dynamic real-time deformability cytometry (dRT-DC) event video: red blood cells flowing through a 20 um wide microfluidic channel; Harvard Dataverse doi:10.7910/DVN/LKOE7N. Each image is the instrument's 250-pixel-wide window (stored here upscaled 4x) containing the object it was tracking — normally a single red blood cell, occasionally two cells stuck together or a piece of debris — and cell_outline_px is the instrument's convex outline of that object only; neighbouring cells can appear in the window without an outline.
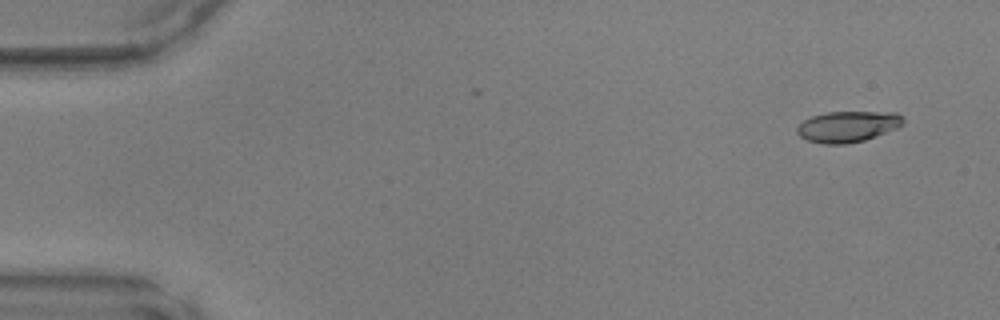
{"species": "common noctule bat (a hibernating species)", "species_latin": "Nyctalus noctula", "temperature_condition": "warm", "stored_images_in_passage": 15, "camera_frame_rate_fps": 3000, "um_per_image_px": 0.085, "animal": {"sex": "male", "body_mass_g": 17.9, "forearm_length_mm": 54.2}, "frame": {"image": 1, "passage_image": 1, "time_ms": 0.0, "image_size_px": [1000, 320], "cell_outline_px": [[904, 124], [896, 128], [864, 140], [844, 144], [824, 144], [808, 140], [800, 136], [796, 132], [796, 128], [804, 120], [812, 116], [828, 112], [896, 112], [904, 120]], "centroid_in_image_um": [72.04, 10.75], "position_along_channel_um": 13.0, "area_um2": 18.96}}